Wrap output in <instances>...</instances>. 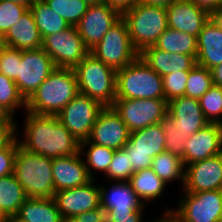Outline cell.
<instances>
[{
	"label": "cell",
	"instance_id": "6da1fadb",
	"mask_svg": "<svg viewBox=\"0 0 222 222\" xmlns=\"http://www.w3.org/2000/svg\"><path fill=\"white\" fill-rule=\"evenodd\" d=\"M25 113L24 140L18 139L22 148L50 159L79 153L80 142L56 115Z\"/></svg>",
	"mask_w": 222,
	"mask_h": 222
},
{
	"label": "cell",
	"instance_id": "7a4b0ae2",
	"mask_svg": "<svg viewBox=\"0 0 222 222\" xmlns=\"http://www.w3.org/2000/svg\"><path fill=\"white\" fill-rule=\"evenodd\" d=\"M78 93L74 70L55 68L26 100L25 111L39 115H57Z\"/></svg>",
	"mask_w": 222,
	"mask_h": 222
},
{
	"label": "cell",
	"instance_id": "3957f363",
	"mask_svg": "<svg viewBox=\"0 0 222 222\" xmlns=\"http://www.w3.org/2000/svg\"><path fill=\"white\" fill-rule=\"evenodd\" d=\"M13 174L27 198H54L52 159L19 146Z\"/></svg>",
	"mask_w": 222,
	"mask_h": 222
},
{
	"label": "cell",
	"instance_id": "277c9868",
	"mask_svg": "<svg viewBox=\"0 0 222 222\" xmlns=\"http://www.w3.org/2000/svg\"><path fill=\"white\" fill-rule=\"evenodd\" d=\"M122 18L126 21L132 44L139 53L154 46L168 28L166 7L140 1L124 10Z\"/></svg>",
	"mask_w": 222,
	"mask_h": 222
},
{
	"label": "cell",
	"instance_id": "5b68a950",
	"mask_svg": "<svg viewBox=\"0 0 222 222\" xmlns=\"http://www.w3.org/2000/svg\"><path fill=\"white\" fill-rule=\"evenodd\" d=\"M116 99H164L162 76L139 56L117 70Z\"/></svg>",
	"mask_w": 222,
	"mask_h": 222
},
{
	"label": "cell",
	"instance_id": "8992f818",
	"mask_svg": "<svg viewBox=\"0 0 222 222\" xmlns=\"http://www.w3.org/2000/svg\"><path fill=\"white\" fill-rule=\"evenodd\" d=\"M79 93L99 101L104 107L116 100V70L88 53L73 69Z\"/></svg>",
	"mask_w": 222,
	"mask_h": 222
},
{
	"label": "cell",
	"instance_id": "52a82bcc",
	"mask_svg": "<svg viewBox=\"0 0 222 222\" xmlns=\"http://www.w3.org/2000/svg\"><path fill=\"white\" fill-rule=\"evenodd\" d=\"M97 59L116 71L129 65L139 57L132 44L126 21L121 17L90 50Z\"/></svg>",
	"mask_w": 222,
	"mask_h": 222
},
{
	"label": "cell",
	"instance_id": "ba28073f",
	"mask_svg": "<svg viewBox=\"0 0 222 222\" xmlns=\"http://www.w3.org/2000/svg\"><path fill=\"white\" fill-rule=\"evenodd\" d=\"M175 209H167L175 222H218L222 215V190L184 192Z\"/></svg>",
	"mask_w": 222,
	"mask_h": 222
},
{
	"label": "cell",
	"instance_id": "9c48e42d",
	"mask_svg": "<svg viewBox=\"0 0 222 222\" xmlns=\"http://www.w3.org/2000/svg\"><path fill=\"white\" fill-rule=\"evenodd\" d=\"M104 106L87 95L78 93L57 115L61 124L79 141L90 137Z\"/></svg>",
	"mask_w": 222,
	"mask_h": 222
},
{
	"label": "cell",
	"instance_id": "30bf717a",
	"mask_svg": "<svg viewBox=\"0 0 222 222\" xmlns=\"http://www.w3.org/2000/svg\"><path fill=\"white\" fill-rule=\"evenodd\" d=\"M112 107L130 133L159 124L168 113L165 99H116Z\"/></svg>",
	"mask_w": 222,
	"mask_h": 222
},
{
	"label": "cell",
	"instance_id": "8fae6325",
	"mask_svg": "<svg viewBox=\"0 0 222 222\" xmlns=\"http://www.w3.org/2000/svg\"><path fill=\"white\" fill-rule=\"evenodd\" d=\"M42 48L51 57L56 68L74 69L90 52L84 45L77 26L46 36Z\"/></svg>",
	"mask_w": 222,
	"mask_h": 222
},
{
	"label": "cell",
	"instance_id": "7c38bea8",
	"mask_svg": "<svg viewBox=\"0 0 222 222\" xmlns=\"http://www.w3.org/2000/svg\"><path fill=\"white\" fill-rule=\"evenodd\" d=\"M165 140L160 123L131 132L123 148L130 155V166L133 171L150 168L153 158L166 151Z\"/></svg>",
	"mask_w": 222,
	"mask_h": 222
},
{
	"label": "cell",
	"instance_id": "4fadbf2b",
	"mask_svg": "<svg viewBox=\"0 0 222 222\" xmlns=\"http://www.w3.org/2000/svg\"><path fill=\"white\" fill-rule=\"evenodd\" d=\"M56 68L43 48L21 50L19 75L15 80L20 94L27 100Z\"/></svg>",
	"mask_w": 222,
	"mask_h": 222
},
{
	"label": "cell",
	"instance_id": "5bb4252c",
	"mask_svg": "<svg viewBox=\"0 0 222 222\" xmlns=\"http://www.w3.org/2000/svg\"><path fill=\"white\" fill-rule=\"evenodd\" d=\"M121 17L122 13L107 3L89 5L77 25L84 45L92 50Z\"/></svg>",
	"mask_w": 222,
	"mask_h": 222
},
{
	"label": "cell",
	"instance_id": "9a60e30c",
	"mask_svg": "<svg viewBox=\"0 0 222 222\" xmlns=\"http://www.w3.org/2000/svg\"><path fill=\"white\" fill-rule=\"evenodd\" d=\"M184 192L222 190V153L185 166Z\"/></svg>",
	"mask_w": 222,
	"mask_h": 222
},
{
	"label": "cell",
	"instance_id": "2e32d148",
	"mask_svg": "<svg viewBox=\"0 0 222 222\" xmlns=\"http://www.w3.org/2000/svg\"><path fill=\"white\" fill-rule=\"evenodd\" d=\"M130 131L112 106L99 113L88 140L94 144L118 150L129 140Z\"/></svg>",
	"mask_w": 222,
	"mask_h": 222
},
{
	"label": "cell",
	"instance_id": "e0dca14e",
	"mask_svg": "<svg viewBox=\"0 0 222 222\" xmlns=\"http://www.w3.org/2000/svg\"><path fill=\"white\" fill-rule=\"evenodd\" d=\"M94 182L92 179L85 185L55 192L54 199L63 218L101 207L99 185Z\"/></svg>",
	"mask_w": 222,
	"mask_h": 222
},
{
	"label": "cell",
	"instance_id": "ac0fdd59",
	"mask_svg": "<svg viewBox=\"0 0 222 222\" xmlns=\"http://www.w3.org/2000/svg\"><path fill=\"white\" fill-rule=\"evenodd\" d=\"M167 116L185 138H189L210 123L202 112L199 99L187 96L176 97L168 101Z\"/></svg>",
	"mask_w": 222,
	"mask_h": 222
},
{
	"label": "cell",
	"instance_id": "d6986e66",
	"mask_svg": "<svg viewBox=\"0 0 222 222\" xmlns=\"http://www.w3.org/2000/svg\"><path fill=\"white\" fill-rule=\"evenodd\" d=\"M222 153V124L209 123L186 140L184 165Z\"/></svg>",
	"mask_w": 222,
	"mask_h": 222
},
{
	"label": "cell",
	"instance_id": "ffe728a7",
	"mask_svg": "<svg viewBox=\"0 0 222 222\" xmlns=\"http://www.w3.org/2000/svg\"><path fill=\"white\" fill-rule=\"evenodd\" d=\"M168 27L197 37L207 20V10L189 0H176L166 7Z\"/></svg>",
	"mask_w": 222,
	"mask_h": 222
},
{
	"label": "cell",
	"instance_id": "44dd1931",
	"mask_svg": "<svg viewBox=\"0 0 222 222\" xmlns=\"http://www.w3.org/2000/svg\"><path fill=\"white\" fill-rule=\"evenodd\" d=\"M54 191L75 188L92 180L80 152L52 159Z\"/></svg>",
	"mask_w": 222,
	"mask_h": 222
},
{
	"label": "cell",
	"instance_id": "7402d4cb",
	"mask_svg": "<svg viewBox=\"0 0 222 222\" xmlns=\"http://www.w3.org/2000/svg\"><path fill=\"white\" fill-rule=\"evenodd\" d=\"M99 189L101 208L105 212H135L144 206L128 181H114L108 190L99 185Z\"/></svg>",
	"mask_w": 222,
	"mask_h": 222
},
{
	"label": "cell",
	"instance_id": "603a6c76",
	"mask_svg": "<svg viewBox=\"0 0 222 222\" xmlns=\"http://www.w3.org/2000/svg\"><path fill=\"white\" fill-rule=\"evenodd\" d=\"M139 56L160 76L178 71H190L197 64L194 56L168 53L155 46L145 48Z\"/></svg>",
	"mask_w": 222,
	"mask_h": 222
},
{
	"label": "cell",
	"instance_id": "cb8c5ba5",
	"mask_svg": "<svg viewBox=\"0 0 222 222\" xmlns=\"http://www.w3.org/2000/svg\"><path fill=\"white\" fill-rule=\"evenodd\" d=\"M196 63L207 69L222 64V30L209 21L197 36Z\"/></svg>",
	"mask_w": 222,
	"mask_h": 222
},
{
	"label": "cell",
	"instance_id": "d4e9b609",
	"mask_svg": "<svg viewBox=\"0 0 222 222\" xmlns=\"http://www.w3.org/2000/svg\"><path fill=\"white\" fill-rule=\"evenodd\" d=\"M7 45L18 50L41 48L43 39L30 9L5 34Z\"/></svg>",
	"mask_w": 222,
	"mask_h": 222
},
{
	"label": "cell",
	"instance_id": "484cf974",
	"mask_svg": "<svg viewBox=\"0 0 222 222\" xmlns=\"http://www.w3.org/2000/svg\"><path fill=\"white\" fill-rule=\"evenodd\" d=\"M24 222H62L54 198H27L16 215Z\"/></svg>",
	"mask_w": 222,
	"mask_h": 222
},
{
	"label": "cell",
	"instance_id": "4316f807",
	"mask_svg": "<svg viewBox=\"0 0 222 222\" xmlns=\"http://www.w3.org/2000/svg\"><path fill=\"white\" fill-rule=\"evenodd\" d=\"M128 182L144 205L145 201L150 202L162 196L165 187H167L166 183L151 168L135 172Z\"/></svg>",
	"mask_w": 222,
	"mask_h": 222
},
{
	"label": "cell",
	"instance_id": "83f0119b",
	"mask_svg": "<svg viewBox=\"0 0 222 222\" xmlns=\"http://www.w3.org/2000/svg\"><path fill=\"white\" fill-rule=\"evenodd\" d=\"M26 199L25 191L14 174L0 178V210L7 218L16 216Z\"/></svg>",
	"mask_w": 222,
	"mask_h": 222
},
{
	"label": "cell",
	"instance_id": "f1b7e54d",
	"mask_svg": "<svg viewBox=\"0 0 222 222\" xmlns=\"http://www.w3.org/2000/svg\"><path fill=\"white\" fill-rule=\"evenodd\" d=\"M29 9L33 14L34 21L42 39L50 34L64 31L70 27V25L46 5L43 0H35Z\"/></svg>",
	"mask_w": 222,
	"mask_h": 222
},
{
	"label": "cell",
	"instance_id": "f546056e",
	"mask_svg": "<svg viewBox=\"0 0 222 222\" xmlns=\"http://www.w3.org/2000/svg\"><path fill=\"white\" fill-rule=\"evenodd\" d=\"M154 46L168 53L186 54L195 58L197 56V37L169 27Z\"/></svg>",
	"mask_w": 222,
	"mask_h": 222
},
{
	"label": "cell",
	"instance_id": "4dcf8cb0",
	"mask_svg": "<svg viewBox=\"0 0 222 222\" xmlns=\"http://www.w3.org/2000/svg\"><path fill=\"white\" fill-rule=\"evenodd\" d=\"M150 168L166 184L179 179L184 184L185 165L177 155L164 151L153 158Z\"/></svg>",
	"mask_w": 222,
	"mask_h": 222
},
{
	"label": "cell",
	"instance_id": "1f68e13d",
	"mask_svg": "<svg viewBox=\"0 0 222 222\" xmlns=\"http://www.w3.org/2000/svg\"><path fill=\"white\" fill-rule=\"evenodd\" d=\"M89 145V146H87ZM80 154L85 156L84 161L88 174L95 179L94 172H107L115 150L90 142L88 139L80 142ZM85 150V151H84ZM95 170V171H94Z\"/></svg>",
	"mask_w": 222,
	"mask_h": 222
},
{
	"label": "cell",
	"instance_id": "d6a6232c",
	"mask_svg": "<svg viewBox=\"0 0 222 222\" xmlns=\"http://www.w3.org/2000/svg\"><path fill=\"white\" fill-rule=\"evenodd\" d=\"M56 14L70 26H77L87 11L89 4L83 0H43Z\"/></svg>",
	"mask_w": 222,
	"mask_h": 222
},
{
	"label": "cell",
	"instance_id": "836d02e7",
	"mask_svg": "<svg viewBox=\"0 0 222 222\" xmlns=\"http://www.w3.org/2000/svg\"><path fill=\"white\" fill-rule=\"evenodd\" d=\"M0 105L13 118L17 109H26V100L20 94L15 81L0 73ZM17 108V109H16Z\"/></svg>",
	"mask_w": 222,
	"mask_h": 222
},
{
	"label": "cell",
	"instance_id": "e575fe53",
	"mask_svg": "<svg viewBox=\"0 0 222 222\" xmlns=\"http://www.w3.org/2000/svg\"><path fill=\"white\" fill-rule=\"evenodd\" d=\"M212 85L211 70L196 64L189 71L184 96L200 99Z\"/></svg>",
	"mask_w": 222,
	"mask_h": 222
},
{
	"label": "cell",
	"instance_id": "d590c367",
	"mask_svg": "<svg viewBox=\"0 0 222 222\" xmlns=\"http://www.w3.org/2000/svg\"><path fill=\"white\" fill-rule=\"evenodd\" d=\"M200 107L205 118L210 123L222 124V88L212 85L211 88L199 99Z\"/></svg>",
	"mask_w": 222,
	"mask_h": 222
},
{
	"label": "cell",
	"instance_id": "8d00e7d4",
	"mask_svg": "<svg viewBox=\"0 0 222 222\" xmlns=\"http://www.w3.org/2000/svg\"><path fill=\"white\" fill-rule=\"evenodd\" d=\"M130 155L124 149L115 150L112 161L109 164L107 172L104 174L108 180L113 181H128L135 173L132 166H130Z\"/></svg>",
	"mask_w": 222,
	"mask_h": 222
},
{
	"label": "cell",
	"instance_id": "74e56055",
	"mask_svg": "<svg viewBox=\"0 0 222 222\" xmlns=\"http://www.w3.org/2000/svg\"><path fill=\"white\" fill-rule=\"evenodd\" d=\"M160 125L166 137V151L183 158L187 138L182 137V134L175 128L172 120L167 115L162 119Z\"/></svg>",
	"mask_w": 222,
	"mask_h": 222
},
{
	"label": "cell",
	"instance_id": "f35d334b",
	"mask_svg": "<svg viewBox=\"0 0 222 222\" xmlns=\"http://www.w3.org/2000/svg\"><path fill=\"white\" fill-rule=\"evenodd\" d=\"M28 10L25 5L0 0V32L6 34Z\"/></svg>",
	"mask_w": 222,
	"mask_h": 222
},
{
	"label": "cell",
	"instance_id": "ab89813d",
	"mask_svg": "<svg viewBox=\"0 0 222 222\" xmlns=\"http://www.w3.org/2000/svg\"><path fill=\"white\" fill-rule=\"evenodd\" d=\"M188 74L189 71H178L162 76L164 99L166 101L185 95Z\"/></svg>",
	"mask_w": 222,
	"mask_h": 222
},
{
	"label": "cell",
	"instance_id": "60d3db41",
	"mask_svg": "<svg viewBox=\"0 0 222 222\" xmlns=\"http://www.w3.org/2000/svg\"><path fill=\"white\" fill-rule=\"evenodd\" d=\"M21 50L7 47L0 54V73L15 81L19 75Z\"/></svg>",
	"mask_w": 222,
	"mask_h": 222
},
{
	"label": "cell",
	"instance_id": "b9f144b4",
	"mask_svg": "<svg viewBox=\"0 0 222 222\" xmlns=\"http://www.w3.org/2000/svg\"><path fill=\"white\" fill-rule=\"evenodd\" d=\"M19 146L17 135L6 147L0 149V178L13 174L16 152Z\"/></svg>",
	"mask_w": 222,
	"mask_h": 222
},
{
	"label": "cell",
	"instance_id": "7bdbcfd3",
	"mask_svg": "<svg viewBox=\"0 0 222 222\" xmlns=\"http://www.w3.org/2000/svg\"><path fill=\"white\" fill-rule=\"evenodd\" d=\"M145 206L135 212H105V216L113 222H142Z\"/></svg>",
	"mask_w": 222,
	"mask_h": 222
},
{
	"label": "cell",
	"instance_id": "ee69618b",
	"mask_svg": "<svg viewBox=\"0 0 222 222\" xmlns=\"http://www.w3.org/2000/svg\"><path fill=\"white\" fill-rule=\"evenodd\" d=\"M16 124H0V149L6 147L17 136Z\"/></svg>",
	"mask_w": 222,
	"mask_h": 222
},
{
	"label": "cell",
	"instance_id": "f6af8a7d",
	"mask_svg": "<svg viewBox=\"0 0 222 222\" xmlns=\"http://www.w3.org/2000/svg\"><path fill=\"white\" fill-rule=\"evenodd\" d=\"M104 217L105 211L101 207L75 216L79 222H103Z\"/></svg>",
	"mask_w": 222,
	"mask_h": 222
},
{
	"label": "cell",
	"instance_id": "bcb514c9",
	"mask_svg": "<svg viewBox=\"0 0 222 222\" xmlns=\"http://www.w3.org/2000/svg\"><path fill=\"white\" fill-rule=\"evenodd\" d=\"M207 20L222 30V6L207 10Z\"/></svg>",
	"mask_w": 222,
	"mask_h": 222
},
{
	"label": "cell",
	"instance_id": "7dc6e473",
	"mask_svg": "<svg viewBox=\"0 0 222 222\" xmlns=\"http://www.w3.org/2000/svg\"><path fill=\"white\" fill-rule=\"evenodd\" d=\"M138 0H103V3H107L111 7H115L118 9L121 13L131 8Z\"/></svg>",
	"mask_w": 222,
	"mask_h": 222
},
{
	"label": "cell",
	"instance_id": "c3c4849f",
	"mask_svg": "<svg viewBox=\"0 0 222 222\" xmlns=\"http://www.w3.org/2000/svg\"><path fill=\"white\" fill-rule=\"evenodd\" d=\"M206 10L222 6V0H189Z\"/></svg>",
	"mask_w": 222,
	"mask_h": 222
},
{
	"label": "cell",
	"instance_id": "681fc988",
	"mask_svg": "<svg viewBox=\"0 0 222 222\" xmlns=\"http://www.w3.org/2000/svg\"><path fill=\"white\" fill-rule=\"evenodd\" d=\"M210 70L213 84L222 88V64L216 65Z\"/></svg>",
	"mask_w": 222,
	"mask_h": 222
},
{
	"label": "cell",
	"instance_id": "f907efd6",
	"mask_svg": "<svg viewBox=\"0 0 222 222\" xmlns=\"http://www.w3.org/2000/svg\"><path fill=\"white\" fill-rule=\"evenodd\" d=\"M0 124H16L15 119L0 105Z\"/></svg>",
	"mask_w": 222,
	"mask_h": 222
},
{
	"label": "cell",
	"instance_id": "816d5d0a",
	"mask_svg": "<svg viewBox=\"0 0 222 222\" xmlns=\"http://www.w3.org/2000/svg\"><path fill=\"white\" fill-rule=\"evenodd\" d=\"M138 1L144 2L146 4H150V5L167 7L169 4H171L173 1H176V0H138Z\"/></svg>",
	"mask_w": 222,
	"mask_h": 222
},
{
	"label": "cell",
	"instance_id": "f5cc1de1",
	"mask_svg": "<svg viewBox=\"0 0 222 222\" xmlns=\"http://www.w3.org/2000/svg\"><path fill=\"white\" fill-rule=\"evenodd\" d=\"M8 47L4 33L0 32V54Z\"/></svg>",
	"mask_w": 222,
	"mask_h": 222
},
{
	"label": "cell",
	"instance_id": "db71d44e",
	"mask_svg": "<svg viewBox=\"0 0 222 222\" xmlns=\"http://www.w3.org/2000/svg\"><path fill=\"white\" fill-rule=\"evenodd\" d=\"M163 215L160 219L158 218V220L155 219V221H151V222H175L169 214H163Z\"/></svg>",
	"mask_w": 222,
	"mask_h": 222
},
{
	"label": "cell",
	"instance_id": "11a10c76",
	"mask_svg": "<svg viewBox=\"0 0 222 222\" xmlns=\"http://www.w3.org/2000/svg\"><path fill=\"white\" fill-rule=\"evenodd\" d=\"M6 1H11V2H15L21 5H25L28 8H30V5L35 1V0H6Z\"/></svg>",
	"mask_w": 222,
	"mask_h": 222
},
{
	"label": "cell",
	"instance_id": "9f6ffc18",
	"mask_svg": "<svg viewBox=\"0 0 222 222\" xmlns=\"http://www.w3.org/2000/svg\"><path fill=\"white\" fill-rule=\"evenodd\" d=\"M7 222H24V221L19 219L17 216H12L7 219Z\"/></svg>",
	"mask_w": 222,
	"mask_h": 222
},
{
	"label": "cell",
	"instance_id": "6f0895ef",
	"mask_svg": "<svg viewBox=\"0 0 222 222\" xmlns=\"http://www.w3.org/2000/svg\"><path fill=\"white\" fill-rule=\"evenodd\" d=\"M87 2L89 5L103 3V0H83Z\"/></svg>",
	"mask_w": 222,
	"mask_h": 222
},
{
	"label": "cell",
	"instance_id": "680465c9",
	"mask_svg": "<svg viewBox=\"0 0 222 222\" xmlns=\"http://www.w3.org/2000/svg\"><path fill=\"white\" fill-rule=\"evenodd\" d=\"M62 222H79L75 217L63 218Z\"/></svg>",
	"mask_w": 222,
	"mask_h": 222
},
{
	"label": "cell",
	"instance_id": "91938a15",
	"mask_svg": "<svg viewBox=\"0 0 222 222\" xmlns=\"http://www.w3.org/2000/svg\"><path fill=\"white\" fill-rule=\"evenodd\" d=\"M7 219L5 214L0 210V222H7Z\"/></svg>",
	"mask_w": 222,
	"mask_h": 222
},
{
	"label": "cell",
	"instance_id": "94428289",
	"mask_svg": "<svg viewBox=\"0 0 222 222\" xmlns=\"http://www.w3.org/2000/svg\"><path fill=\"white\" fill-rule=\"evenodd\" d=\"M103 222H113V221L105 216L104 219H103Z\"/></svg>",
	"mask_w": 222,
	"mask_h": 222
},
{
	"label": "cell",
	"instance_id": "6125c7cd",
	"mask_svg": "<svg viewBox=\"0 0 222 222\" xmlns=\"http://www.w3.org/2000/svg\"><path fill=\"white\" fill-rule=\"evenodd\" d=\"M218 222H222V215L219 217Z\"/></svg>",
	"mask_w": 222,
	"mask_h": 222
}]
</instances>
